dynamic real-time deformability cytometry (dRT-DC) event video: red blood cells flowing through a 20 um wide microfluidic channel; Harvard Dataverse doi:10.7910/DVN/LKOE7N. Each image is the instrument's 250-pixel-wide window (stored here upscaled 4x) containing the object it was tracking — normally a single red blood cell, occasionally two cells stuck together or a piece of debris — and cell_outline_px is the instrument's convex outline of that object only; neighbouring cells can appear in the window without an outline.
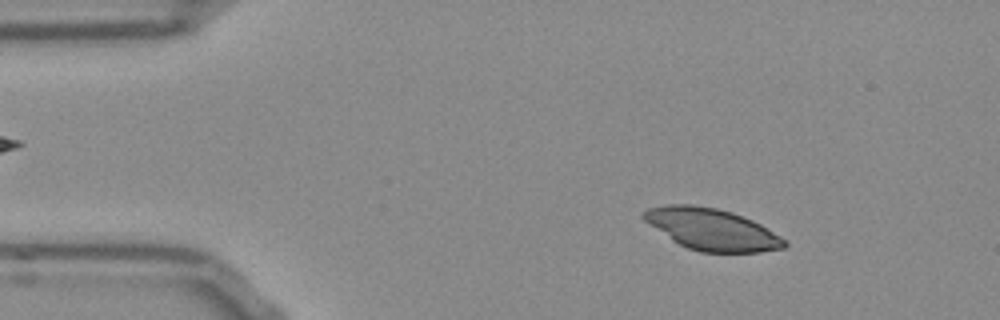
{"species": "Egyptian fruit bat (a non-hibernating species)", "species_latin": "Rousettus aegyptiacus", "temperature_condition": "room temperature", "stored_images_in_passage": 52, "camera_frame_rate_fps": 3000, "um_per_image_px": 0.085, "frame": {"image": 1, "passage_image": 7, "time_ms": 2.0, "image_size_px": [1000, 320], "cell_outline_px": [[788, 244], [784, 248], [760, 252], [700, 252], [688, 248], [672, 240], [644, 220], [640, 216], [648, 208], [668, 204], [692, 204], [716, 208], [732, 212], [752, 220], [760, 224], [780, 236]], "centroid_in_image_um": [60.5, 19.49], "position_along_channel_um": 24.5, "area_um2": 33.87}}